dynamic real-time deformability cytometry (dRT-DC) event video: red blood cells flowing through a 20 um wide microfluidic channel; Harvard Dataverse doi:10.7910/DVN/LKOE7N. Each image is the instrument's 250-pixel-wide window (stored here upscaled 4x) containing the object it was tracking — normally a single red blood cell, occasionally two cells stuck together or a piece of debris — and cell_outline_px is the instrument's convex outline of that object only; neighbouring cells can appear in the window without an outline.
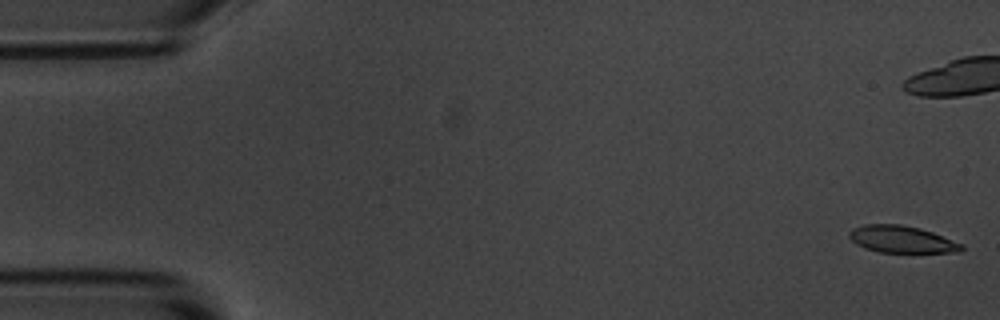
{"species": "common noctule bat (a hibernating species)", "species_latin": "Nyctalus noctula", "temperature_condition": "room temperature", "stored_images_in_passage": 55, "camera_frame_rate_fps": 3000, "um_per_image_px": 0.085, "animal": {"sex": "male", "body_mass_g": 20.1, "forearm_length_mm": 53.5}, "frame": {"image": 1, "passage_image": 1, "time_ms": 0.0, "image_size_px": [1000, 320], "cell_outline_px": [[964, 248], [960, 252], [880, 252], [864, 248], [856, 244], [848, 236], [848, 232], [852, 228], [864, 224], [900, 224], [920, 228], [932, 232], [964, 244]], "centroid_in_image_um": [76.63, 20.33], "position_along_channel_um": 8.4, "area_um2": 17.74}}
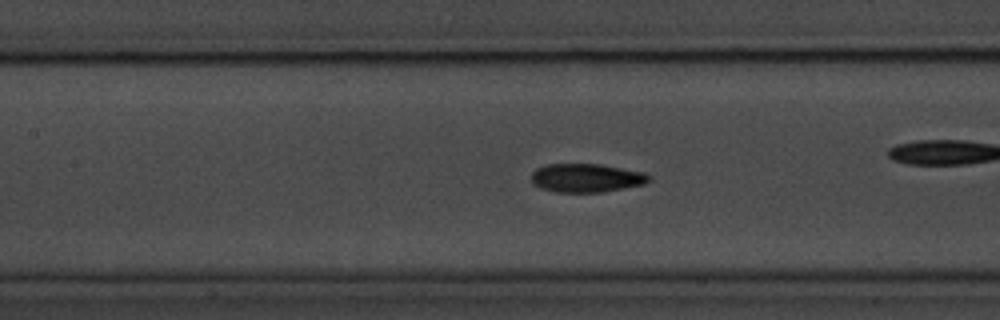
{"frame": {"image": 2, "passage_image": 24, "time_ms": 7.667, "image_size_px": [1000, 320], "cell_outline_px": [[652, 180], [644, 184], [624, 188], [600, 192], [556, 192], [540, 188], [532, 184], [532, 172], [536, 168], [548, 164], [600, 164], [644, 172], [652, 176]], "centroid_in_image_um": [49.85, 15.12], "position_along_channel_um": 157.5, "area_um2": 19.71}, "authors_computed_cell_mechanics": {"area_um2": 19.3052, "velocity_mm_per_s": 3.6592, "shape_relaxation_time_tau1_ms": 3.4568, "shape_relaxation_time_tau2_ms": 1.8565, "deformation_change_tau1": 0.1606, "deformation_change_tau2": 0.0812}}